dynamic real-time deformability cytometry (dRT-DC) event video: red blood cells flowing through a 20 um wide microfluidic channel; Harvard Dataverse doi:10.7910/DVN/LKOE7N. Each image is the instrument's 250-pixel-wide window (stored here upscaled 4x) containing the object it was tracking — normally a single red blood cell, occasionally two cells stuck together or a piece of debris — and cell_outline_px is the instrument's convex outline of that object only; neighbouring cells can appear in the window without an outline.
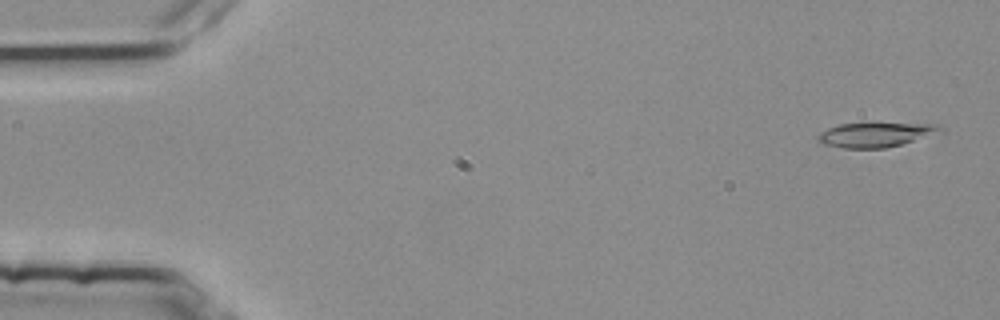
{"species": "common noctule bat (a hibernating species)", "species_latin": "Nyctalus noctula", "temperature_condition": "room temperature", "stored_images_in_passage": 4, "camera_frame_rate_fps": 3000, "um_per_image_px": 0.085, "animal": {"sex": "female", "body_mass_g": 25.1}, "frame": {"image": 1, "passage_image": 1, "time_ms": 0.0, "image_size_px": [1000, 320], "cell_outline_px": [[944, 132], [900, 144], [884, 148], [840, 148], [824, 144], [816, 140], [816, 136], [820, 132], [828, 128], [840, 124], [940, 124], [944, 128]], "centroid_in_image_um": [74.43, 11.46], "position_along_channel_um": 10.6, "area_um2": 17.34}}
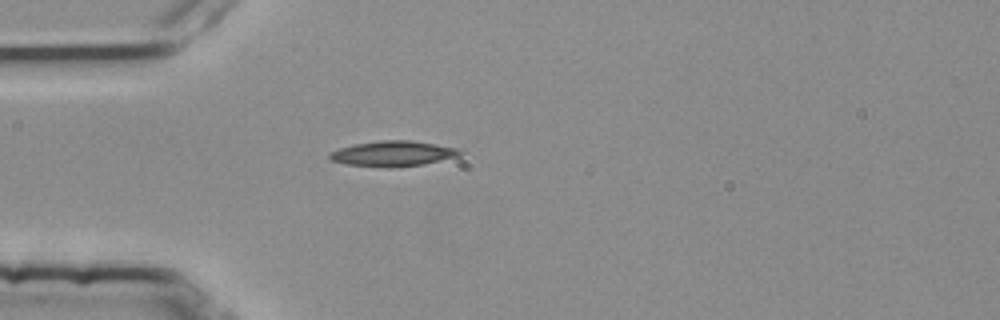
{"frame": {"image": 2, "passage_image": 4, "time_ms": 1.0, "image_size_px": [1000, 320], "cell_outline_px": [[464, 152], [460, 156], [424, 164], [344, 164], [332, 160], [328, 156], [328, 152], [340, 148], [356, 144], [384, 140], [408, 140], [460, 148]], "centroid_in_image_um": [33.47, 13.0], "position_along_channel_um": 51.5, "area_um2": 18.15}}